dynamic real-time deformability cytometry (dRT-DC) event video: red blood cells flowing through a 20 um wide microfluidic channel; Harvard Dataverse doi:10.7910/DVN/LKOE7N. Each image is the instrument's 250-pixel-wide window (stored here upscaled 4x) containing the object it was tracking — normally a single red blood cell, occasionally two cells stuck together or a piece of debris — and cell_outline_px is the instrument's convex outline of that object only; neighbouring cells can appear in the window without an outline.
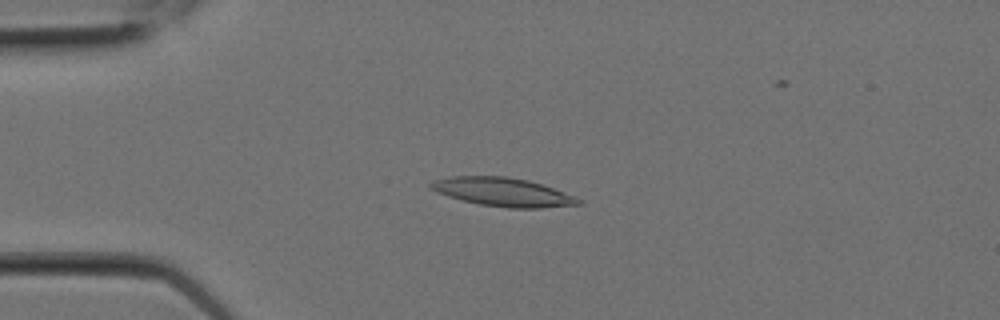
{"species": "Egyptian fruit bat (a non-hibernating species)", "species_latin": "Rousettus aegyptiacus", "temperature_condition": "room temperature", "stored_images_in_passage": 2, "camera_frame_rate_fps": 3000, "um_per_image_px": 0.085, "animal": {"sex": "female"}, "frame": {"image": 1, "passage_image": 1, "time_ms": 0.0, "image_size_px": [1000, 320], "cell_outline_px": [[584, 204], [540, 208], [508, 208], [480, 204], [448, 196], [436, 192], [428, 188], [428, 184], [432, 180], [448, 176], [504, 176], [528, 180], [552, 188], [584, 200]], "centroid_in_image_um": [42.71, 16.32], "position_along_channel_um": 42.3, "area_um2": 24.62}}